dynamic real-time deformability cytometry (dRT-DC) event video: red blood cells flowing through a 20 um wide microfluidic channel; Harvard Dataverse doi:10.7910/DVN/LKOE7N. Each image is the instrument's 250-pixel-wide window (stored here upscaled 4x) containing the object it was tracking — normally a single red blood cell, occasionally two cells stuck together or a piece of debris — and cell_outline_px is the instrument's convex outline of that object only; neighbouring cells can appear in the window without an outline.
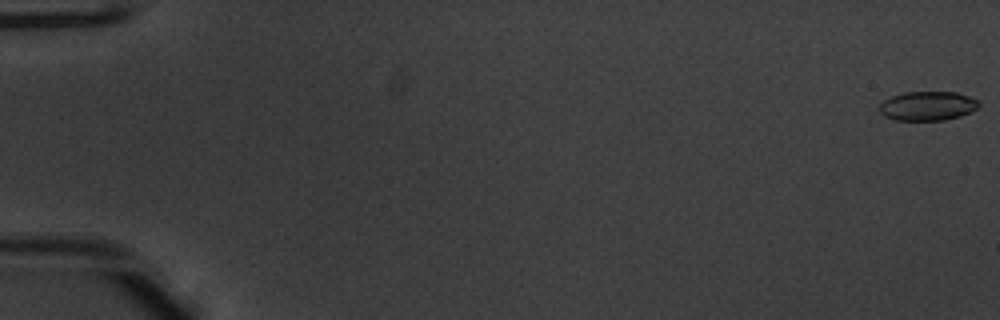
{"species": "common noctule bat (a hibernating species)", "species_latin": "Nyctalus noctula", "temperature_condition": "warm", "stored_images_in_passage": 53, "camera_frame_rate_fps": 3000, "um_per_image_px": 0.085, "animal": {"sex": "male", "body_mass_g": 20.1, "forearm_length_mm": 53.5}, "frame": {"image": 1, "passage_image": 1, "time_ms": 0.0, "image_size_px": [1000, 320], "cell_outline_px": [[980, 104], [976, 108], [960, 116], [944, 120], [896, 120], [884, 116], [880, 112], [880, 104], [884, 100], [892, 96], [904, 92], [956, 92], [968, 96], [976, 100]], "centroid_in_image_um": [78.82, 9.0], "position_along_channel_um": 6.2, "area_um2": 16.7}}
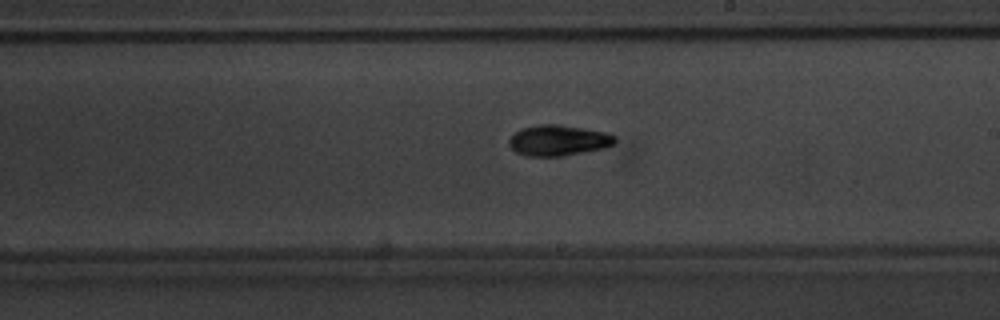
{"frame": {"image": 2, "passage_image": 32, "time_ms": 10.333, "image_size_px": [1000, 320], "cell_outline_px": [[616, 140], [612, 144], [604, 148], [564, 156], [528, 156], [516, 152], [508, 144], [508, 140], [520, 128], [540, 124], [556, 124], [584, 128], [608, 132], [616, 136]], "centroid_in_image_um": [47.46, 11.93], "position_along_channel_um": 241.5, "area_um2": 19.02}}
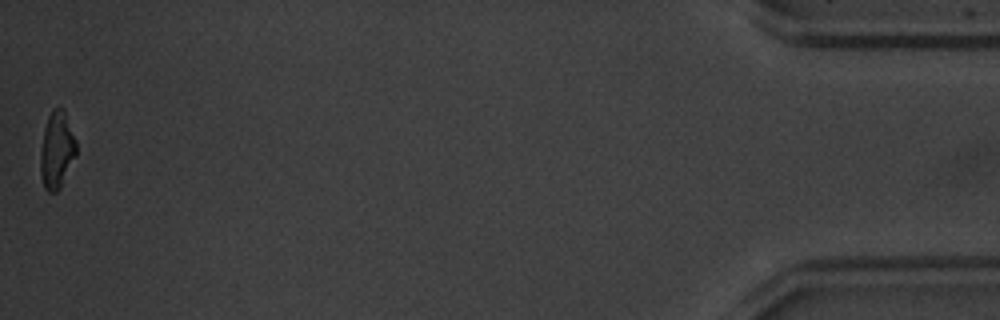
{"frame": {"image": 3, "passage_image": 53, "time_ms": 17.333, "image_size_px": [1000, 320], "cell_outline_px": [[76, 156], [60, 188], [56, 192], [48, 192], [44, 188], [40, 172], [40, 152], [44, 128], [48, 116], [52, 108], [64, 108], [76, 140]], "centroid_in_image_um": [4.82, 12.75], "position_along_channel_um": 430.4, "area_um2": 16.24}, "authors_computed_cell_mechanics": {"area_um2": 17.7446, "velocity_mm_per_s": 3.9451, "shape_relaxation_time_tau1_ms": 2.2955, "shape_relaxation_time_tau2_ms": 7.7763, "deformation_change_tau1": 0.1475, "deformation_change_tau2": 0.1478}}